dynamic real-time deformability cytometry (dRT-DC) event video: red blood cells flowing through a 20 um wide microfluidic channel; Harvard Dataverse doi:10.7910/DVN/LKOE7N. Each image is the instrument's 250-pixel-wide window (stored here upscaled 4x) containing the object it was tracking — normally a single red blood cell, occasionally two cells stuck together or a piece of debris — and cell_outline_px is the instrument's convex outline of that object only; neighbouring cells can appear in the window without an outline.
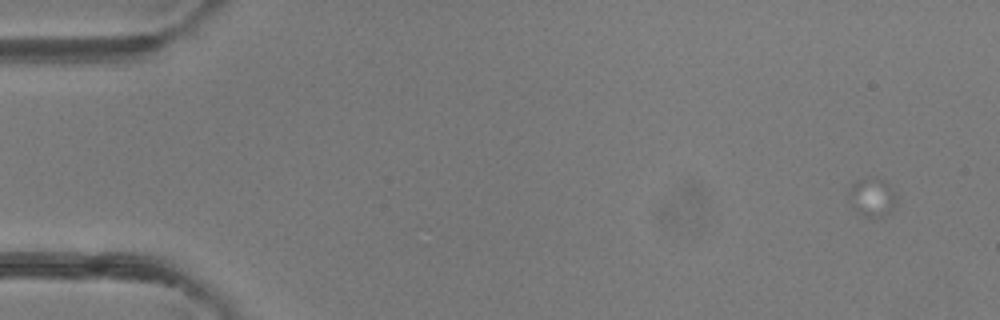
{"species": "common noctule bat (a hibernating species)", "species_latin": "Nyctalus noctula", "temperature_condition": "room temperature", "stored_images_in_passage": 5, "camera_frame_rate_fps": 3000, "um_per_image_px": 0.085, "animal": {"sex": "female"}, "frame": {"image": 1, "passage_image": 1, "time_ms": 0.0, "image_size_px": [1000, 320], "cell_outline_px": [[896, 204], [892, 212], [872, 220], [864, 216], [852, 208], [848, 200], [848, 188], [856, 180], [872, 176], [888, 184], [896, 196]], "centroid_in_image_um": [74.09, 16.8], "position_along_channel_um": 10.9, "area_um2": 11.1}}